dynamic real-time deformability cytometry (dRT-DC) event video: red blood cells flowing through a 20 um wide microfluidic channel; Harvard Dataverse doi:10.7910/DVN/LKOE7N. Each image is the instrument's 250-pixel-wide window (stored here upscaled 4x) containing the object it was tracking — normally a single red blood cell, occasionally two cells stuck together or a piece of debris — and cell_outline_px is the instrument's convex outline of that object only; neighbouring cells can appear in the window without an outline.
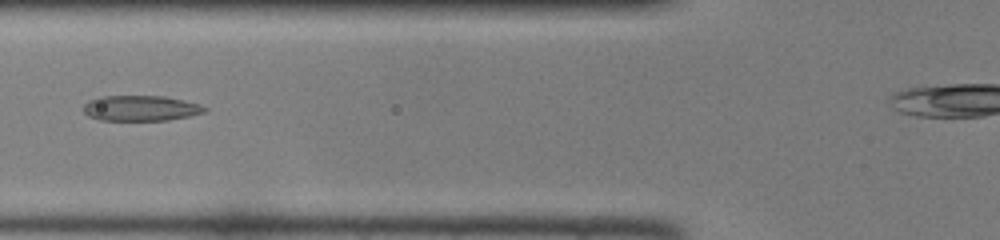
{"species": "common noctule bat (a hibernating species)", "species_latin": "Nyctalus noctula", "temperature_condition": "room temperature", "stored_images_in_passage": 34, "camera_frame_rate_fps": 3000, "um_per_image_px": 0.085, "animal": {"sex": "female", "body_mass_g": 22.0, "forearm_length_mm": 56.7}, "frame": {"image": 1, "passage_image": 10, "time_ms": 3.0, "image_size_px": [1000, 240], "cell_outline_px": [[208, 112], [168, 120], [100, 120], [88, 116], [84, 112], [84, 104], [88, 100], [100, 96], [164, 96], [184, 100], [200, 104], [208, 108]], "centroid_in_image_um": [11.98, 9.19], "position_along_channel_um": 113.8, "area_um2": 18.09}}
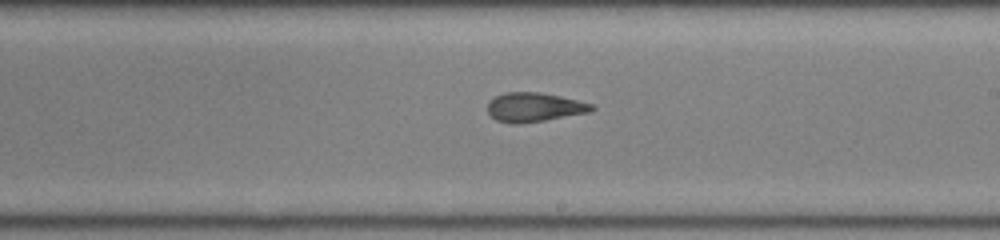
{"frame": {"image": 2, "passage_image": 19, "time_ms": 6.0, "image_size_px": [1000, 240], "cell_outline_px": [[596, 108], [592, 112], [520, 124], [512, 124], [496, 120], [488, 112], [488, 104], [496, 96], [504, 92], [540, 92], [560, 96], [592, 104]], "centroid_in_image_um": [45.43, 9.12], "position_along_channel_um": 243.6, "area_um2": 17.63}}
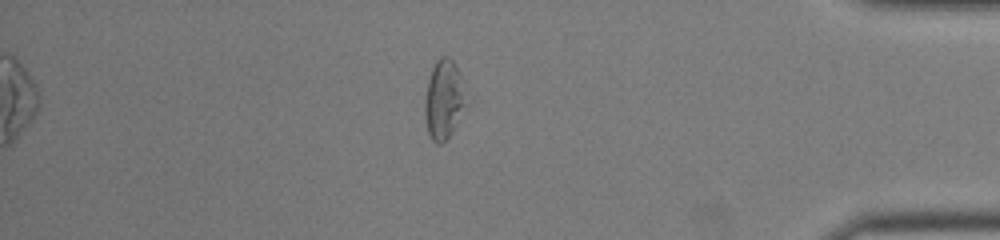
{"frame": {"image": 3, "passage_image": 32, "time_ms": 10.333, "image_size_px": [1000, 240], "cell_outline_px": [[472, 104], [452, 132], [440, 144], [436, 144], [432, 140], [428, 132], [424, 112], [424, 104], [428, 80], [432, 68], [436, 60], [440, 56], [448, 56], [456, 64], [472, 96]], "centroid_in_image_um": [37.86, 8.44], "position_along_channel_um": 397.3, "area_um2": 20.46}}